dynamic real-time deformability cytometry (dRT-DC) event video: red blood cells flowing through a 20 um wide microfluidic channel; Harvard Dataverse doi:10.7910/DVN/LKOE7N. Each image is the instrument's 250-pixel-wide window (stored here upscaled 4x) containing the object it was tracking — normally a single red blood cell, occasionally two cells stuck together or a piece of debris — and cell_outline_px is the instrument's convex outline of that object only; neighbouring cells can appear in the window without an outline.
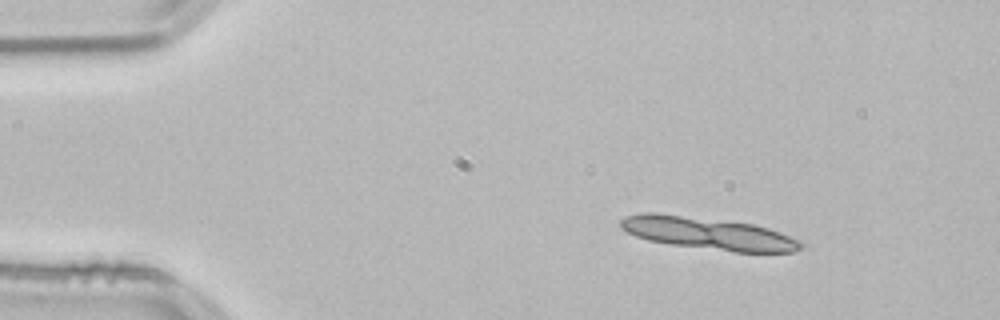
{"species": "common noctule bat (a hibernating species)", "species_latin": "Nyctalus noctula", "temperature_condition": "room temperature", "stored_images_in_passage": 12, "camera_frame_rate_fps": 3000, "um_per_image_px": 0.085, "animal": {"sex": "male", "body_mass_g": 21.5, "forearm_length_mm": 52.0}, "frame": {"image": 1, "passage_image": 6, "time_ms": 1.667, "image_size_px": [1000, 320], "cell_outline_px": [[804, 244], [796, 252], [732, 252], [672, 244], [648, 240], [636, 236], [620, 228], [620, 220], [628, 216], [640, 212], [656, 212], [752, 224], [768, 228], [780, 232], [800, 240]], "centroid_in_image_um": [60.2, 19.84], "position_along_channel_um": 24.8, "area_um2": 33.76}}